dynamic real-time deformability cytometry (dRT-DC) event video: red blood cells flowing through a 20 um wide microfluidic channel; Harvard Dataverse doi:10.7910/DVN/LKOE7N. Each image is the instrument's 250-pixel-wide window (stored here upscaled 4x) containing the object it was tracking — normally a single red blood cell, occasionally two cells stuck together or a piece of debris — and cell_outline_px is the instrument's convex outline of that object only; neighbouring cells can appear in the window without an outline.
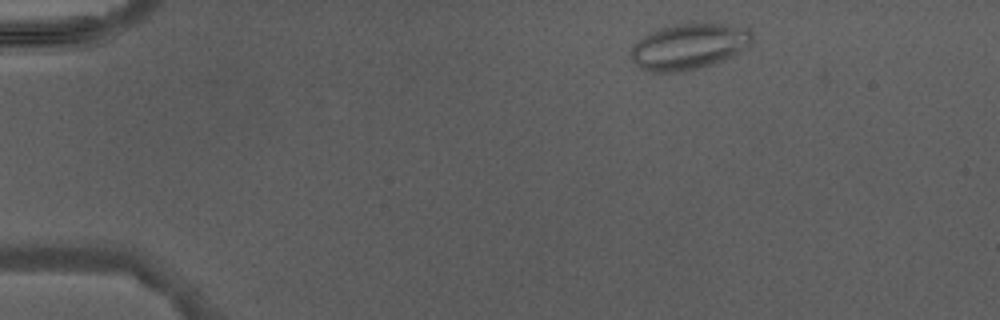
{"species": "Egyptian fruit bat (a non-hibernating species)", "species_latin": "Rousettus aegyptiacus", "temperature_condition": "warm", "stored_images_in_passage": 3, "camera_frame_rate_fps": 3000, "um_per_image_px": 0.085, "animal": {"sex": "male"}, "frame": {"image": 1, "passage_image": 1, "time_ms": 0.0, "image_size_px": [1000, 320], "cell_outline_px": [[752, 40], [748, 48], [732, 56], [696, 68], [680, 72], [652, 72], [640, 68], [632, 60], [628, 52], [644, 36], [660, 28], [676, 24], [696, 20], [748, 28], [752, 32]], "centroid_in_image_um": [58.57, 3.91], "position_along_channel_um": 26.4, "area_um2": 32.6}}